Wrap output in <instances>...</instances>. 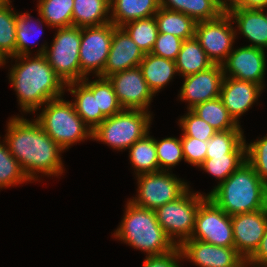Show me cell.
<instances>
[{
	"instance_id": "cell-21",
	"label": "cell",
	"mask_w": 267,
	"mask_h": 267,
	"mask_svg": "<svg viewBox=\"0 0 267 267\" xmlns=\"http://www.w3.org/2000/svg\"><path fill=\"white\" fill-rule=\"evenodd\" d=\"M110 21L115 27L155 16L160 0H110Z\"/></svg>"
},
{
	"instance_id": "cell-48",
	"label": "cell",
	"mask_w": 267,
	"mask_h": 267,
	"mask_svg": "<svg viewBox=\"0 0 267 267\" xmlns=\"http://www.w3.org/2000/svg\"><path fill=\"white\" fill-rule=\"evenodd\" d=\"M11 3H12L11 0H0V7L6 6Z\"/></svg>"
},
{
	"instance_id": "cell-38",
	"label": "cell",
	"mask_w": 267,
	"mask_h": 267,
	"mask_svg": "<svg viewBox=\"0 0 267 267\" xmlns=\"http://www.w3.org/2000/svg\"><path fill=\"white\" fill-rule=\"evenodd\" d=\"M156 152L159 163V171H169L181 160L185 161L181 137H167L162 140H156Z\"/></svg>"
},
{
	"instance_id": "cell-2",
	"label": "cell",
	"mask_w": 267,
	"mask_h": 267,
	"mask_svg": "<svg viewBox=\"0 0 267 267\" xmlns=\"http://www.w3.org/2000/svg\"><path fill=\"white\" fill-rule=\"evenodd\" d=\"M30 56L11 57L16 59V63L8 75L18 96V105L25 114L41 110L49 100L63 96L66 89V84L55 73L44 54Z\"/></svg>"
},
{
	"instance_id": "cell-16",
	"label": "cell",
	"mask_w": 267,
	"mask_h": 267,
	"mask_svg": "<svg viewBox=\"0 0 267 267\" xmlns=\"http://www.w3.org/2000/svg\"><path fill=\"white\" fill-rule=\"evenodd\" d=\"M234 247L243 258H250L258 249L267 226V207L231 216Z\"/></svg>"
},
{
	"instance_id": "cell-12",
	"label": "cell",
	"mask_w": 267,
	"mask_h": 267,
	"mask_svg": "<svg viewBox=\"0 0 267 267\" xmlns=\"http://www.w3.org/2000/svg\"><path fill=\"white\" fill-rule=\"evenodd\" d=\"M190 239L220 247H234L231 216L207 197L199 206Z\"/></svg>"
},
{
	"instance_id": "cell-31",
	"label": "cell",
	"mask_w": 267,
	"mask_h": 267,
	"mask_svg": "<svg viewBox=\"0 0 267 267\" xmlns=\"http://www.w3.org/2000/svg\"><path fill=\"white\" fill-rule=\"evenodd\" d=\"M81 82L96 96L97 112H102L106 118L123 110L108 78L98 76V79L90 81L85 77Z\"/></svg>"
},
{
	"instance_id": "cell-29",
	"label": "cell",
	"mask_w": 267,
	"mask_h": 267,
	"mask_svg": "<svg viewBox=\"0 0 267 267\" xmlns=\"http://www.w3.org/2000/svg\"><path fill=\"white\" fill-rule=\"evenodd\" d=\"M191 110L216 131L242 129L229 114L220 97L198 104Z\"/></svg>"
},
{
	"instance_id": "cell-5",
	"label": "cell",
	"mask_w": 267,
	"mask_h": 267,
	"mask_svg": "<svg viewBox=\"0 0 267 267\" xmlns=\"http://www.w3.org/2000/svg\"><path fill=\"white\" fill-rule=\"evenodd\" d=\"M62 97L49 100L35 119L57 144L67 150L74 143L92 139V130L76 113L72 101Z\"/></svg>"
},
{
	"instance_id": "cell-41",
	"label": "cell",
	"mask_w": 267,
	"mask_h": 267,
	"mask_svg": "<svg viewBox=\"0 0 267 267\" xmlns=\"http://www.w3.org/2000/svg\"><path fill=\"white\" fill-rule=\"evenodd\" d=\"M183 41L169 33H158L151 53L175 61Z\"/></svg>"
},
{
	"instance_id": "cell-11",
	"label": "cell",
	"mask_w": 267,
	"mask_h": 267,
	"mask_svg": "<svg viewBox=\"0 0 267 267\" xmlns=\"http://www.w3.org/2000/svg\"><path fill=\"white\" fill-rule=\"evenodd\" d=\"M115 28L111 22L101 26L81 27L79 49L81 81L91 72H94L96 77L102 74L107 63Z\"/></svg>"
},
{
	"instance_id": "cell-23",
	"label": "cell",
	"mask_w": 267,
	"mask_h": 267,
	"mask_svg": "<svg viewBox=\"0 0 267 267\" xmlns=\"http://www.w3.org/2000/svg\"><path fill=\"white\" fill-rule=\"evenodd\" d=\"M110 7V0H74L72 26L91 27L107 24L111 22Z\"/></svg>"
},
{
	"instance_id": "cell-36",
	"label": "cell",
	"mask_w": 267,
	"mask_h": 267,
	"mask_svg": "<svg viewBox=\"0 0 267 267\" xmlns=\"http://www.w3.org/2000/svg\"><path fill=\"white\" fill-rule=\"evenodd\" d=\"M245 161L246 154L206 156V159L198 168L218 179V185L224 182Z\"/></svg>"
},
{
	"instance_id": "cell-24",
	"label": "cell",
	"mask_w": 267,
	"mask_h": 267,
	"mask_svg": "<svg viewBox=\"0 0 267 267\" xmlns=\"http://www.w3.org/2000/svg\"><path fill=\"white\" fill-rule=\"evenodd\" d=\"M175 64L181 77L205 71L214 65L195 37L183 41Z\"/></svg>"
},
{
	"instance_id": "cell-34",
	"label": "cell",
	"mask_w": 267,
	"mask_h": 267,
	"mask_svg": "<svg viewBox=\"0 0 267 267\" xmlns=\"http://www.w3.org/2000/svg\"><path fill=\"white\" fill-rule=\"evenodd\" d=\"M122 28L145 54L151 53L159 33L154 16L129 22Z\"/></svg>"
},
{
	"instance_id": "cell-35",
	"label": "cell",
	"mask_w": 267,
	"mask_h": 267,
	"mask_svg": "<svg viewBox=\"0 0 267 267\" xmlns=\"http://www.w3.org/2000/svg\"><path fill=\"white\" fill-rule=\"evenodd\" d=\"M27 181H30L29 178L10 153L5 139L3 142L0 141V189L17 186Z\"/></svg>"
},
{
	"instance_id": "cell-13",
	"label": "cell",
	"mask_w": 267,
	"mask_h": 267,
	"mask_svg": "<svg viewBox=\"0 0 267 267\" xmlns=\"http://www.w3.org/2000/svg\"><path fill=\"white\" fill-rule=\"evenodd\" d=\"M112 83L118 102L123 109L149 111L153 92L139 66L116 72L107 77Z\"/></svg>"
},
{
	"instance_id": "cell-6",
	"label": "cell",
	"mask_w": 267,
	"mask_h": 267,
	"mask_svg": "<svg viewBox=\"0 0 267 267\" xmlns=\"http://www.w3.org/2000/svg\"><path fill=\"white\" fill-rule=\"evenodd\" d=\"M152 114L144 110L123 109L107 117L92 131V139L101 141L113 150L129 149L150 131Z\"/></svg>"
},
{
	"instance_id": "cell-20",
	"label": "cell",
	"mask_w": 267,
	"mask_h": 267,
	"mask_svg": "<svg viewBox=\"0 0 267 267\" xmlns=\"http://www.w3.org/2000/svg\"><path fill=\"white\" fill-rule=\"evenodd\" d=\"M227 13L232 18L233 23L237 24L236 34L239 31V34L251 42L247 46L267 49V23L260 9L238 8L229 10Z\"/></svg>"
},
{
	"instance_id": "cell-37",
	"label": "cell",
	"mask_w": 267,
	"mask_h": 267,
	"mask_svg": "<svg viewBox=\"0 0 267 267\" xmlns=\"http://www.w3.org/2000/svg\"><path fill=\"white\" fill-rule=\"evenodd\" d=\"M11 4L0 7V51L8 59L16 56V16Z\"/></svg>"
},
{
	"instance_id": "cell-47",
	"label": "cell",
	"mask_w": 267,
	"mask_h": 267,
	"mask_svg": "<svg viewBox=\"0 0 267 267\" xmlns=\"http://www.w3.org/2000/svg\"><path fill=\"white\" fill-rule=\"evenodd\" d=\"M6 60H8L0 51V67H2L3 65L7 64Z\"/></svg>"
},
{
	"instance_id": "cell-26",
	"label": "cell",
	"mask_w": 267,
	"mask_h": 267,
	"mask_svg": "<svg viewBox=\"0 0 267 267\" xmlns=\"http://www.w3.org/2000/svg\"><path fill=\"white\" fill-rule=\"evenodd\" d=\"M160 7L179 11L195 22L212 20L225 12L215 0H160Z\"/></svg>"
},
{
	"instance_id": "cell-27",
	"label": "cell",
	"mask_w": 267,
	"mask_h": 267,
	"mask_svg": "<svg viewBox=\"0 0 267 267\" xmlns=\"http://www.w3.org/2000/svg\"><path fill=\"white\" fill-rule=\"evenodd\" d=\"M154 17L159 33H169L182 40L194 37L196 22L186 14L160 7Z\"/></svg>"
},
{
	"instance_id": "cell-8",
	"label": "cell",
	"mask_w": 267,
	"mask_h": 267,
	"mask_svg": "<svg viewBox=\"0 0 267 267\" xmlns=\"http://www.w3.org/2000/svg\"><path fill=\"white\" fill-rule=\"evenodd\" d=\"M207 197V194L188 189L175 201L155 210L157 221L175 245L191 238L197 211Z\"/></svg>"
},
{
	"instance_id": "cell-4",
	"label": "cell",
	"mask_w": 267,
	"mask_h": 267,
	"mask_svg": "<svg viewBox=\"0 0 267 267\" xmlns=\"http://www.w3.org/2000/svg\"><path fill=\"white\" fill-rule=\"evenodd\" d=\"M125 207L123 220L112 234L115 239L145 252L146 257L163 255L177 247L157 221L155 210L136 206L129 200Z\"/></svg>"
},
{
	"instance_id": "cell-14",
	"label": "cell",
	"mask_w": 267,
	"mask_h": 267,
	"mask_svg": "<svg viewBox=\"0 0 267 267\" xmlns=\"http://www.w3.org/2000/svg\"><path fill=\"white\" fill-rule=\"evenodd\" d=\"M266 56L265 50L261 48L251 46L235 48L221 64L224 76L254 82L264 89Z\"/></svg>"
},
{
	"instance_id": "cell-44",
	"label": "cell",
	"mask_w": 267,
	"mask_h": 267,
	"mask_svg": "<svg viewBox=\"0 0 267 267\" xmlns=\"http://www.w3.org/2000/svg\"><path fill=\"white\" fill-rule=\"evenodd\" d=\"M267 7V0H226L225 12L232 9H263Z\"/></svg>"
},
{
	"instance_id": "cell-25",
	"label": "cell",
	"mask_w": 267,
	"mask_h": 267,
	"mask_svg": "<svg viewBox=\"0 0 267 267\" xmlns=\"http://www.w3.org/2000/svg\"><path fill=\"white\" fill-rule=\"evenodd\" d=\"M66 87L75 96L72 103L76 113L93 131L106 119L102 112H97L96 96L81 81L70 82Z\"/></svg>"
},
{
	"instance_id": "cell-43",
	"label": "cell",
	"mask_w": 267,
	"mask_h": 267,
	"mask_svg": "<svg viewBox=\"0 0 267 267\" xmlns=\"http://www.w3.org/2000/svg\"><path fill=\"white\" fill-rule=\"evenodd\" d=\"M183 259L178 246L169 253L157 256H147L142 267H181L179 260Z\"/></svg>"
},
{
	"instance_id": "cell-18",
	"label": "cell",
	"mask_w": 267,
	"mask_h": 267,
	"mask_svg": "<svg viewBox=\"0 0 267 267\" xmlns=\"http://www.w3.org/2000/svg\"><path fill=\"white\" fill-rule=\"evenodd\" d=\"M144 56L145 53L128 33L122 27H116L113 30L107 63L99 77L107 78L116 72L137 67Z\"/></svg>"
},
{
	"instance_id": "cell-7",
	"label": "cell",
	"mask_w": 267,
	"mask_h": 267,
	"mask_svg": "<svg viewBox=\"0 0 267 267\" xmlns=\"http://www.w3.org/2000/svg\"><path fill=\"white\" fill-rule=\"evenodd\" d=\"M81 27L69 26L57 29L53 42L44 43L36 54H44L55 73L65 84L81 81L79 49Z\"/></svg>"
},
{
	"instance_id": "cell-49",
	"label": "cell",
	"mask_w": 267,
	"mask_h": 267,
	"mask_svg": "<svg viewBox=\"0 0 267 267\" xmlns=\"http://www.w3.org/2000/svg\"><path fill=\"white\" fill-rule=\"evenodd\" d=\"M225 11L226 0H215Z\"/></svg>"
},
{
	"instance_id": "cell-9",
	"label": "cell",
	"mask_w": 267,
	"mask_h": 267,
	"mask_svg": "<svg viewBox=\"0 0 267 267\" xmlns=\"http://www.w3.org/2000/svg\"><path fill=\"white\" fill-rule=\"evenodd\" d=\"M136 178L138 194L129 201L149 210H156L166 203L175 201L190 187L187 182L177 178L170 171L143 173Z\"/></svg>"
},
{
	"instance_id": "cell-45",
	"label": "cell",
	"mask_w": 267,
	"mask_h": 267,
	"mask_svg": "<svg viewBox=\"0 0 267 267\" xmlns=\"http://www.w3.org/2000/svg\"><path fill=\"white\" fill-rule=\"evenodd\" d=\"M249 260L254 267H267V226L258 249Z\"/></svg>"
},
{
	"instance_id": "cell-15",
	"label": "cell",
	"mask_w": 267,
	"mask_h": 267,
	"mask_svg": "<svg viewBox=\"0 0 267 267\" xmlns=\"http://www.w3.org/2000/svg\"><path fill=\"white\" fill-rule=\"evenodd\" d=\"M179 99L188 102L187 110L196 105L220 97L224 73L221 64H214L209 69L183 77Z\"/></svg>"
},
{
	"instance_id": "cell-32",
	"label": "cell",
	"mask_w": 267,
	"mask_h": 267,
	"mask_svg": "<svg viewBox=\"0 0 267 267\" xmlns=\"http://www.w3.org/2000/svg\"><path fill=\"white\" fill-rule=\"evenodd\" d=\"M37 12L50 28L72 26L74 0H38Z\"/></svg>"
},
{
	"instance_id": "cell-17",
	"label": "cell",
	"mask_w": 267,
	"mask_h": 267,
	"mask_svg": "<svg viewBox=\"0 0 267 267\" xmlns=\"http://www.w3.org/2000/svg\"><path fill=\"white\" fill-rule=\"evenodd\" d=\"M178 248L183 259L199 267H233L243 259L235 247H220L196 239H187Z\"/></svg>"
},
{
	"instance_id": "cell-39",
	"label": "cell",
	"mask_w": 267,
	"mask_h": 267,
	"mask_svg": "<svg viewBox=\"0 0 267 267\" xmlns=\"http://www.w3.org/2000/svg\"><path fill=\"white\" fill-rule=\"evenodd\" d=\"M179 126L183 135L194 137L202 141H208L217 131L196 115L192 110H188L186 115L181 116Z\"/></svg>"
},
{
	"instance_id": "cell-10",
	"label": "cell",
	"mask_w": 267,
	"mask_h": 267,
	"mask_svg": "<svg viewBox=\"0 0 267 267\" xmlns=\"http://www.w3.org/2000/svg\"><path fill=\"white\" fill-rule=\"evenodd\" d=\"M233 25L227 12L212 20L196 22L194 37L213 64H222L234 49L237 34Z\"/></svg>"
},
{
	"instance_id": "cell-22",
	"label": "cell",
	"mask_w": 267,
	"mask_h": 267,
	"mask_svg": "<svg viewBox=\"0 0 267 267\" xmlns=\"http://www.w3.org/2000/svg\"><path fill=\"white\" fill-rule=\"evenodd\" d=\"M139 67L149 89L155 95L160 92L176 75L177 67L174 60L146 53Z\"/></svg>"
},
{
	"instance_id": "cell-46",
	"label": "cell",
	"mask_w": 267,
	"mask_h": 267,
	"mask_svg": "<svg viewBox=\"0 0 267 267\" xmlns=\"http://www.w3.org/2000/svg\"><path fill=\"white\" fill-rule=\"evenodd\" d=\"M254 267L253 264L250 262L249 258H243L239 263H237L233 267Z\"/></svg>"
},
{
	"instance_id": "cell-40",
	"label": "cell",
	"mask_w": 267,
	"mask_h": 267,
	"mask_svg": "<svg viewBox=\"0 0 267 267\" xmlns=\"http://www.w3.org/2000/svg\"><path fill=\"white\" fill-rule=\"evenodd\" d=\"M246 161L257 175L267 184V136L246 143Z\"/></svg>"
},
{
	"instance_id": "cell-28",
	"label": "cell",
	"mask_w": 267,
	"mask_h": 267,
	"mask_svg": "<svg viewBox=\"0 0 267 267\" xmlns=\"http://www.w3.org/2000/svg\"><path fill=\"white\" fill-rule=\"evenodd\" d=\"M147 133L129 148V159L135 176L159 171L155 138Z\"/></svg>"
},
{
	"instance_id": "cell-42",
	"label": "cell",
	"mask_w": 267,
	"mask_h": 267,
	"mask_svg": "<svg viewBox=\"0 0 267 267\" xmlns=\"http://www.w3.org/2000/svg\"><path fill=\"white\" fill-rule=\"evenodd\" d=\"M181 143L185 162L199 167L206 159L207 141L187 137L182 134Z\"/></svg>"
},
{
	"instance_id": "cell-33",
	"label": "cell",
	"mask_w": 267,
	"mask_h": 267,
	"mask_svg": "<svg viewBox=\"0 0 267 267\" xmlns=\"http://www.w3.org/2000/svg\"><path fill=\"white\" fill-rule=\"evenodd\" d=\"M33 19L27 12L18 13L16 16V56L31 55L30 44L33 42L32 45H35L33 40L39 39L38 37L43 34L42 24L48 26L42 18L34 21Z\"/></svg>"
},
{
	"instance_id": "cell-50",
	"label": "cell",
	"mask_w": 267,
	"mask_h": 267,
	"mask_svg": "<svg viewBox=\"0 0 267 267\" xmlns=\"http://www.w3.org/2000/svg\"><path fill=\"white\" fill-rule=\"evenodd\" d=\"M266 9H267V7H264L263 9H260V10L263 12L265 21L267 23V10Z\"/></svg>"
},
{
	"instance_id": "cell-3",
	"label": "cell",
	"mask_w": 267,
	"mask_h": 267,
	"mask_svg": "<svg viewBox=\"0 0 267 267\" xmlns=\"http://www.w3.org/2000/svg\"><path fill=\"white\" fill-rule=\"evenodd\" d=\"M207 196L229 216L254 212L267 207V184L245 161Z\"/></svg>"
},
{
	"instance_id": "cell-19",
	"label": "cell",
	"mask_w": 267,
	"mask_h": 267,
	"mask_svg": "<svg viewBox=\"0 0 267 267\" xmlns=\"http://www.w3.org/2000/svg\"><path fill=\"white\" fill-rule=\"evenodd\" d=\"M262 90L254 82L224 76L220 98L229 114L239 124V118L258 100Z\"/></svg>"
},
{
	"instance_id": "cell-30",
	"label": "cell",
	"mask_w": 267,
	"mask_h": 267,
	"mask_svg": "<svg viewBox=\"0 0 267 267\" xmlns=\"http://www.w3.org/2000/svg\"><path fill=\"white\" fill-rule=\"evenodd\" d=\"M242 129L217 131L207 141L206 156L246 154V140Z\"/></svg>"
},
{
	"instance_id": "cell-1",
	"label": "cell",
	"mask_w": 267,
	"mask_h": 267,
	"mask_svg": "<svg viewBox=\"0 0 267 267\" xmlns=\"http://www.w3.org/2000/svg\"><path fill=\"white\" fill-rule=\"evenodd\" d=\"M5 141L10 153L19 162L31 181L37 174L60 176L64 172L61 153L64 149L41 127L36 119L30 121L23 116H12L7 122Z\"/></svg>"
}]
</instances>
